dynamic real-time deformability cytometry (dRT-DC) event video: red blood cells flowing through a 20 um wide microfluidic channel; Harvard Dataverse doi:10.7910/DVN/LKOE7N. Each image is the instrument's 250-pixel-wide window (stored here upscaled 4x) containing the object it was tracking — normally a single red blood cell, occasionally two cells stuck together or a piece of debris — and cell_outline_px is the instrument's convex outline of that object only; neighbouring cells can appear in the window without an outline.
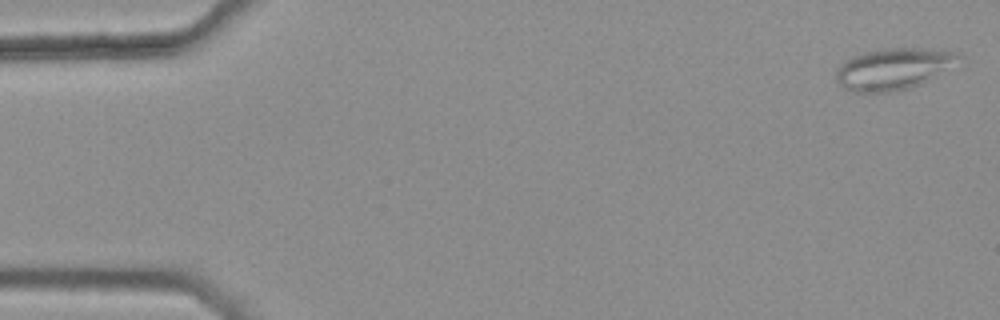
{"species": "common noctule bat (a hibernating species)", "species_latin": "Nyctalus noctula", "temperature_condition": "warm", "stored_images_in_passage": 48, "camera_frame_rate_fps": 3000, "um_per_image_px": 0.085, "animal": {"sex": "female", "body_mass_g": 25.1}, "frame": {"image": 1, "passage_image": 1, "time_ms": 0.0, "image_size_px": [1000, 320], "cell_outline_px": [[964, 56], [920, 84], [908, 88], [888, 92], [852, 92], [844, 88], [836, 80], [836, 68], [840, 64], [852, 56], [864, 52], [884, 48], [920, 48], [952, 52]], "centroid_in_image_um": [75.82, 5.85], "position_along_channel_um": 9.2, "area_um2": 28.96}}
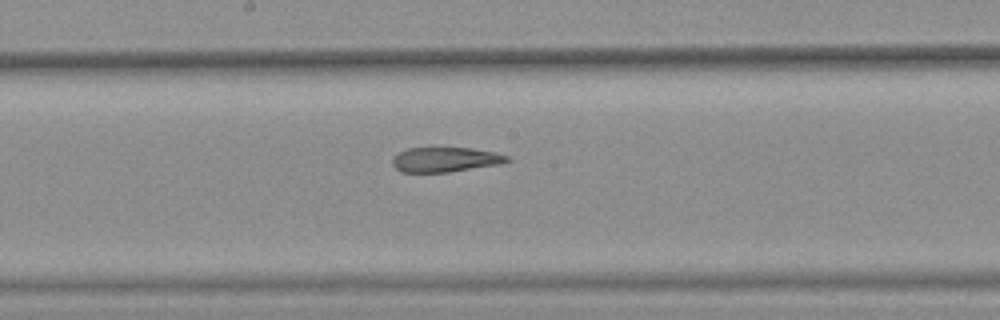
{"frame": {"image": 2, "passage_image": 28, "time_ms": 9.0, "image_size_px": [1000, 320], "cell_outline_px": [[512, 160], [500, 164], [448, 172], [400, 172], [392, 164], [392, 156], [408, 148], [472, 148], [496, 152], [508, 156]], "centroid_in_image_um": [37.85, 13.56], "position_along_channel_um": 210.3, "area_um2": 16.59}}
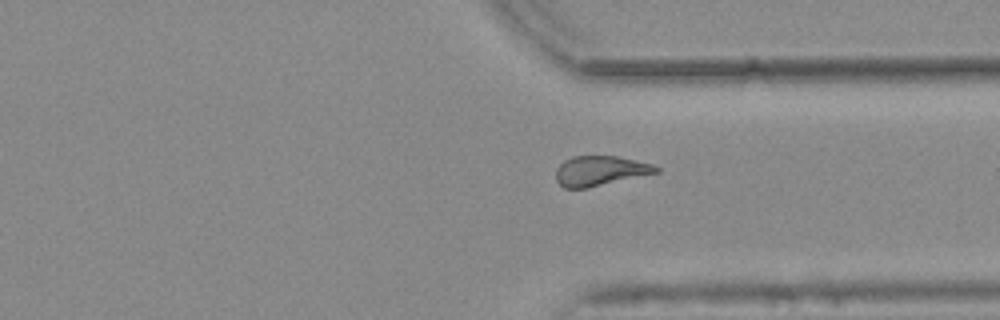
{"frame": {"image": 3, "passage_image": 40, "time_ms": 13.0, "image_size_px": [1000, 320], "cell_outline_px": [[660, 172], [584, 188], [564, 188], [556, 180], [556, 168], [564, 160], [572, 156], [616, 156], [652, 164], [660, 168]], "centroid_in_image_um": [50.99, 14.51], "position_along_channel_um": 360.4, "area_um2": 17.22}, "authors_computed_cell_mechanics": {"area_um2": 18.2937, "velocity_mm_per_s": 3.7372, "shape_relaxation_time_tau1_ms": null, "shape_relaxation_time_tau2_ms": 3.8175, "deformation_change_tau1": null, "deformation_change_tau2": 0.1418}}